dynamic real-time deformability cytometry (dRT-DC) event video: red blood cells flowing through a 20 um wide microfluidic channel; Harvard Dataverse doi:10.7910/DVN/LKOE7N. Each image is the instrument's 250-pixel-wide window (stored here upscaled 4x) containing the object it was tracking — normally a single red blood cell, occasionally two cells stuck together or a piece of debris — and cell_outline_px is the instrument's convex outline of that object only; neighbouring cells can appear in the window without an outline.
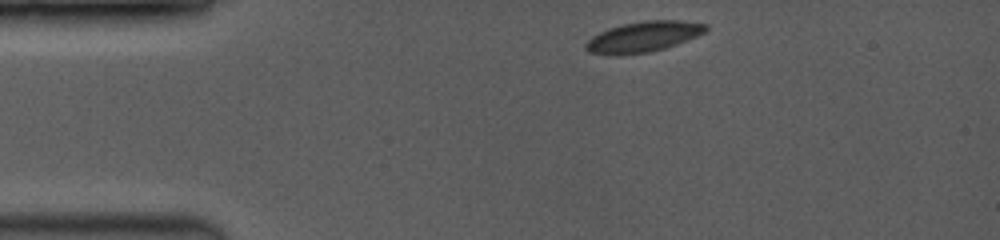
{"species": "common noctule bat (a hibernating species)", "species_latin": "Nyctalus noctula", "temperature_condition": "room temperature", "stored_images_in_passage": 5, "camera_frame_rate_fps": 3500, "um_per_image_px": 0.085, "animal": {"sex": "female", "body_mass_g": 19.0, "forearm_length_mm": 53.3}, "frame": {"image": 1, "passage_image": 1, "time_ms": 0.0, "image_size_px": [1000, 240], "cell_outline_px": [[708, 28], [704, 32], [696, 36], [676, 44], [664, 48], [648, 52], [616, 56], [588, 52], [584, 48], [584, 44], [592, 36], [600, 32], [624, 24], [648, 20], [676, 20], [708, 24]], "centroid_in_image_um": [54.65, 3.14], "position_along_channel_um": 30.3, "area_um2": 21.15}}